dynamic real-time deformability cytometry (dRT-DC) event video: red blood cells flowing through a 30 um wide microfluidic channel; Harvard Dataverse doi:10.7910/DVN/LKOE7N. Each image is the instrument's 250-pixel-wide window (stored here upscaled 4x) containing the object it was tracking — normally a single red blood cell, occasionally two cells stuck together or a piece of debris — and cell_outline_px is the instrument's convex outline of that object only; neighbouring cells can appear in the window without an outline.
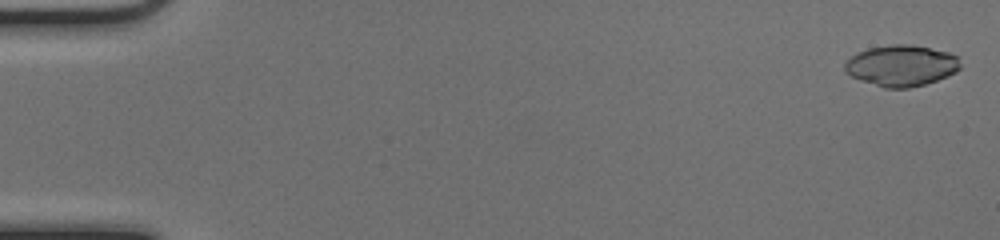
{"species": "common noctule bat (a hibernating species)", "species_latin": "Nyctalus noctula", "temperature_condition": "cold", "stored_images_in_passage": 42, "camera_frame_rate_fps": 3000, "um_per_image_px": 0.085, "animal": {"sex": "female", "body_mass_g": 17.0, "forearm_length_mm": 48.0}, "frame": {"image": 1, "passage_image": 2, "time_ms": 0.333, "image_size_px": [1000, 240], "cell_outline_px": [[960, 68], [956, 72], [948, 76], [924, 84], [908, 88], [884, 88], [860, 80], [844, 72], [844, 64], [852, 56], [868, 48], [892, 44], [912, 44], [948, 52], [956, 56], [960, 64]], "centroid_in_image_um": [76.61, 5.58], "position_along_channel_um": 8.4, "area_um2": 27.57}}
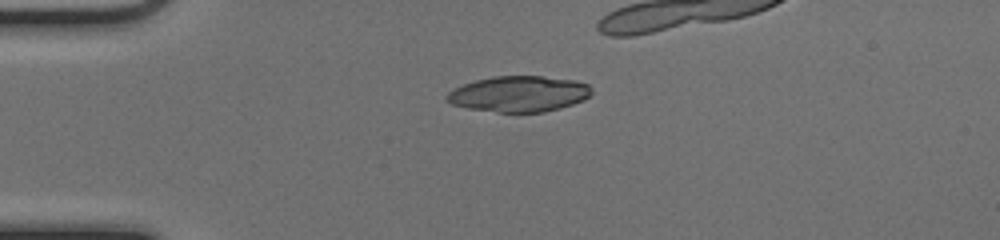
{"frame": {"image": 2, "passage_image": 14, "time_ms": 4.333, "image_size_px": [1000, 240], "cell_outline_px": [[592, 92], [584, 100], [560, 108], [544, 112], [496, 112], [468, 108], [452, 104], [444, 100], [444, 96], [448, 92], [464, 84], [476, 80], [492, 76], [540, 76], [576, 80], [588, 84]], "centroid_in_image_um": [44.09, 7.98], "position_along_channel_um": 40.9, "area_um2": 30.23}}
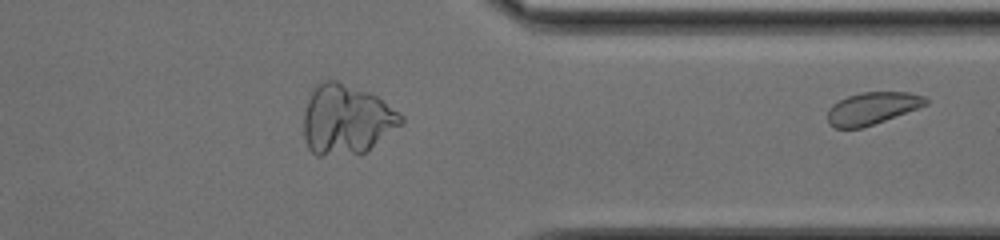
{"frame": {"image": 3, "passage_image": 42, "time_ms": 13.667, "image_size_px": [1000, 240], "cell_outline_px": [[928, 104], [884, 120], [860, 128], [836, 128], [828, 124], [828, 108], [832, 104], [848, 96], [864, 92], [908, 92], [924, 96], [928, 100]], "centroid_in_image_um": [74.11, 9.2], "position_along_channel_um": 337.3, "area_um2": 18.15}}